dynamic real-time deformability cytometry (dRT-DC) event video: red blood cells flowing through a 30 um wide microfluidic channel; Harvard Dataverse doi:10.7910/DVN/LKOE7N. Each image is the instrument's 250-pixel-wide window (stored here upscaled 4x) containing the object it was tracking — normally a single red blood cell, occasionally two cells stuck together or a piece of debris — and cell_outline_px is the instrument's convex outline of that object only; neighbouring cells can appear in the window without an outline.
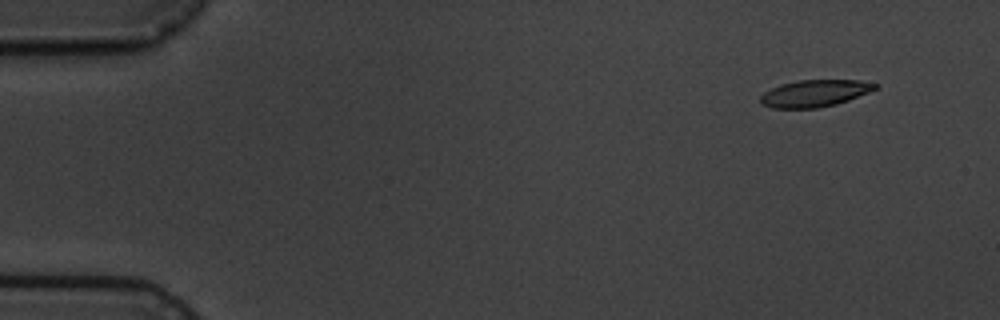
{"species": "common noctule bat (a hibernating species)", "species_latin": "Nyctalus noctula", "temperature_condition": "cold", "stored_images_in_passage": 4, "camera_frame_rate_fps": 3000, "um_per_image_px": 0.085, "animal": {"sex": "male", "body_mass_g": 19.5, "forearm_length_mm": 54.6}, "frame": {"image": 1, "passage_image": 1, "time_ms": 0.0, "image_size_px": [1000, 320], "cell_outline_px": [[880, 88], [848, 100], [836, 104], [816, 108], [772, 108], [760, 104], [760, 96], [764, 92], [780, 84], [800, 80], [860, 80], [880, 84]], "centroid_in_image_um": [69.27, 7.93], "position_along_channel_um": 15.7, "area_um2": 18.15}}